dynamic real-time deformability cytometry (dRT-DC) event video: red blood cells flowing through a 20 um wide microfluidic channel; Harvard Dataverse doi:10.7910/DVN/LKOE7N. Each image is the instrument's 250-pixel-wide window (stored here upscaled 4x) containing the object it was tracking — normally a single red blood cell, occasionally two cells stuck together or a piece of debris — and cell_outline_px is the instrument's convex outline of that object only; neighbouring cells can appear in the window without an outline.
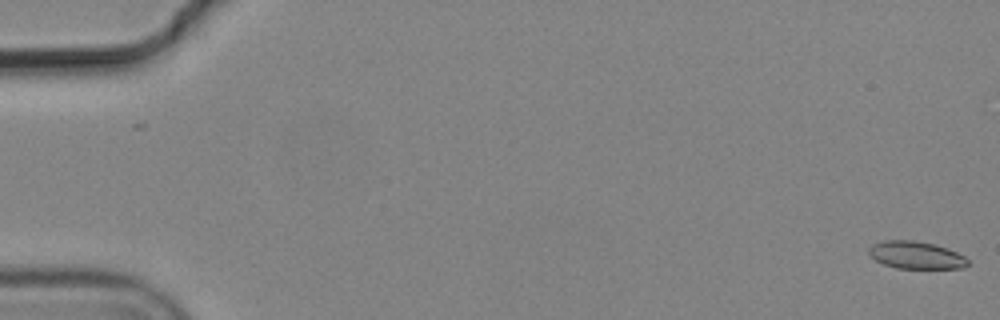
{"species": "common noctule bat (a hibernating species)", "species_latin": "Nyctalus noctula", "temperature_condition": "cold", "stored_images_in_passage": 8, "camera_frame_rate_fps": 3000, "um_per_image_px": 0.085, "animal": {"sex": "male", "body_mass_g": 19.2, "forearm_length_mm": 51.8}, "frame": {"image": 1, "passage_image": 1, "time_ms": 0.0, "image_size_px": [1000, 320], "cell_outline_px": [[968, 264], [964, 268], [896, 268], [884, 264], [876, 260], [868, 252], [868, 248], [872, 244], [884, 240], [912, 240], [936, 244], [948, 248], [964, 256], [968, 260]], "centroid_in_image_um": [77.86, 21.67], "position_along_channel_um": 7.1, "area_um2": 15.84}}
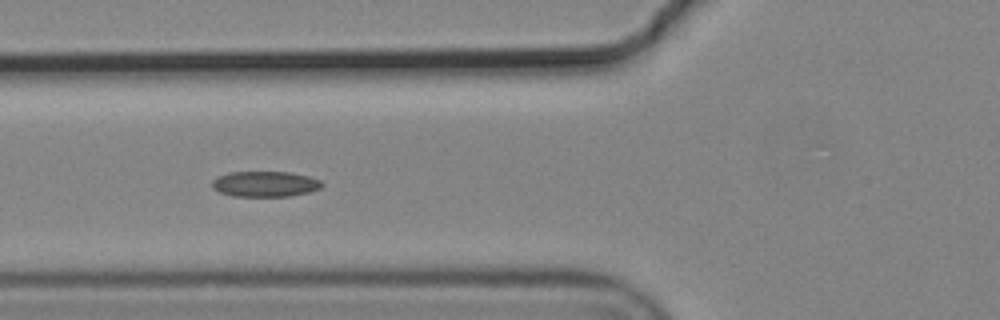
{"frame": {"image": 2, "passage_image": 7, "time_ms": 2.0, "image_size_px": [1000, 320], "cell_outline_px": [[324, 184], [320, 188], [308, 192], [292, 196], [232, 196], [220, 192], [212, 188], [212, 180], [216, 176], [228, 172], [288, 172], [308, 176], [320, 180]], "centroid_in_image_um": [22.5, 15.64], "position_along_channel_um": 103.3, "area_um2": 16.42}}
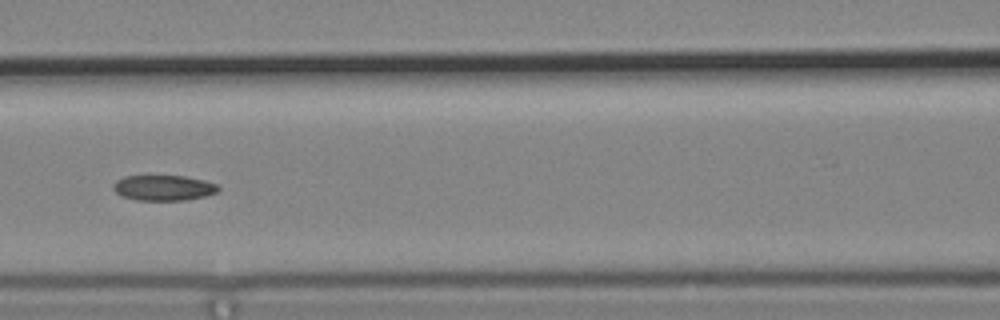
{"frame": {"image": 3, "passage_image": 8, "time_ms": 2.333, "image_size_px": [1000, 320], "cell_outline_px": [[220, 188], [216, 192], [204, 196], [184, 200], [136, 200], [124, 196], [116, 192], [112, 188], [112, 184], [116, 180], [124, 176], [184, 176], [204, 180], [216, 184]], "centroid_in_image_um": [13.88, 15.96], "position_along_channel_um": 152.7, "area_um2": 15.43}}